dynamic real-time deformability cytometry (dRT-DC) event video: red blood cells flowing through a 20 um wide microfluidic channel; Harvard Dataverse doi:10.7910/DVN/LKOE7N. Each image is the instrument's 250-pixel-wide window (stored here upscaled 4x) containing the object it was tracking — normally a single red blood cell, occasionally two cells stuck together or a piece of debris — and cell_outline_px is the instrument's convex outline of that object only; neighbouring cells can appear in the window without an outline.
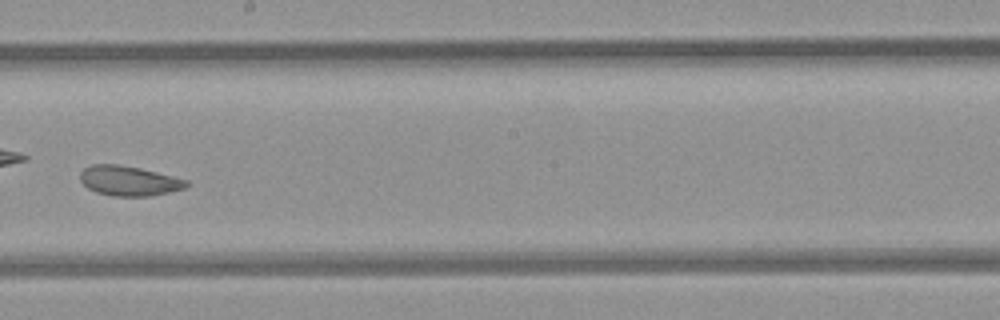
{"species": "common noctule bat (a hibernating species)", "species_latin": "Nyctalus noctula", "temperature_condition": "room temperature", "stored_images_in_passage": 10, "camera_frame_rate_fps": 3000, "um_per_image_px": 0.085, "animal": {"sex": "female", "body_mass_g": 21.9}, "frame": {"image": 1, "passage_image": 9, "time_ms": 2.667, "image_size_px": [1000, 320], "cell_outline_px": [[188, 184], [184, 188], [152, 196], [112, 196], [96, 192], [88, 188], [80, 180], [80, 172], [84, 168], [92, 164], [120, 164], [140, 168], [188, 180]], "centroid_in_image_um": [10.93, 15.37], "position_along_channel_um": 237.3, "area_um2": 18.44}}
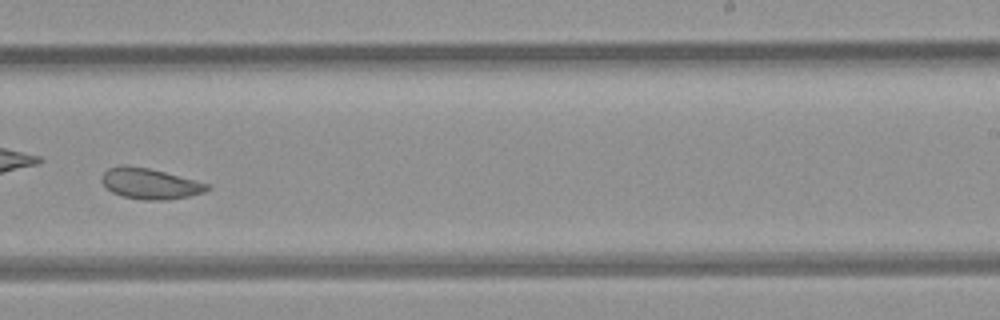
{"frame": {"image": 2, "passage_image": 10, "time_ms": 3.0, "image_size_px": [1000, 320], "cell_outline_px": [[212, 188], [204, 192], [188, 196], [164, 200], [144, 200], [124, 196], [112, 192], [100, 180], [104, 172], [108, 168], [120, 164], [124, 164], [148, 168], [212, 184]], "centroid_in_image_um": [12.77, 15.6], "position_along_channel_um": 276.2, "area_um2": 18.9}}